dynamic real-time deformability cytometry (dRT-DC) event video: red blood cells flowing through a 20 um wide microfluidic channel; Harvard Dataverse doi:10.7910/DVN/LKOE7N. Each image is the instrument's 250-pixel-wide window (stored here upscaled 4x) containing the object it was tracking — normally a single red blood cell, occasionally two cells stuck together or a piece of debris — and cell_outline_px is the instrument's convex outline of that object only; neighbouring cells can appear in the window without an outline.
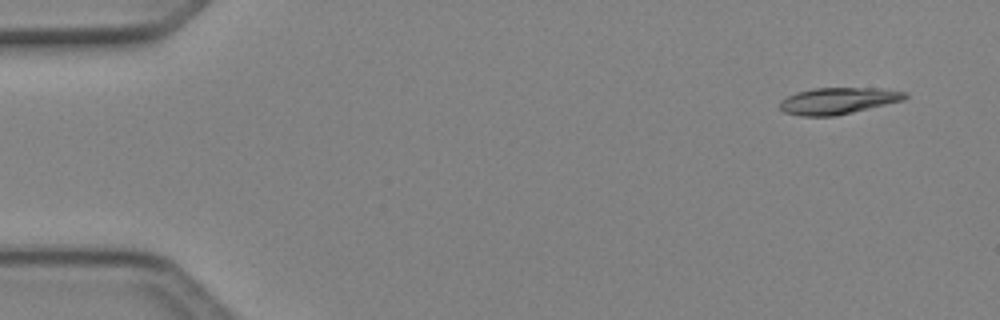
{"species": "Egyptian fruit bat (a non-hibernating species)", "species_latin": "Rousettus aegyptiacus", "temperature_condition": "cold", "stored_images_in_passage": 4, "camera_frame_rate_fps": 3000, "um_per_image_px": 0.085, "animal": {"sex": "female"}, "frame": {"image": 1, "passage_image": 1, "time_ms": 0.0, "image_size_px": [1000, 320], "cell_outline_px": [[908, 96], [904, 100], [836, 116], [800, 116], [784, 112], [780, 108], [780, 100], [796, 92], [816, 88], [876, 88], [908, 92]], "centroid_in_image_um": [71.23, 8.57], "position_along_channel_um": 13.8, "area_um2": 19.36}}
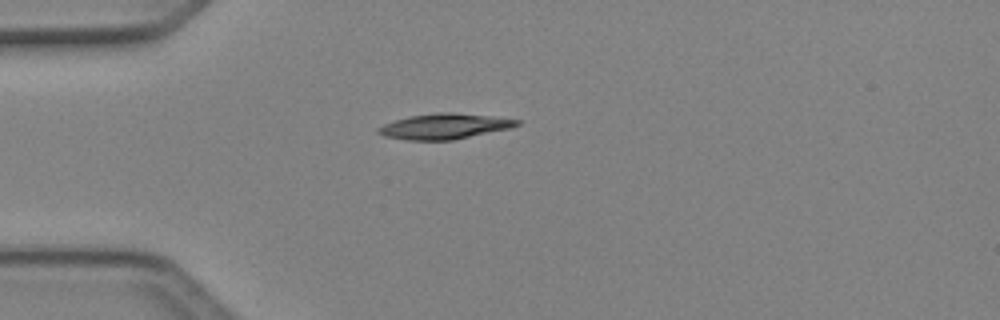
{"frame": {"image": 2, "passage_image": 4, "time_ms": 1.0, "image_size_px": [1000, 320], "cell_outline_px": [[520, 124], [512, 128], [452, 140], [408, 140], [384, 136], [376, 132], [376, 128], [384, 124], [408, 116], [440, 112], [452, 112], [488, 116], [520, 120]], "centroid_in_image_um": [37.76, 10.74], "position_along_channel_um": 47.2, "area_um2": 20.46}}